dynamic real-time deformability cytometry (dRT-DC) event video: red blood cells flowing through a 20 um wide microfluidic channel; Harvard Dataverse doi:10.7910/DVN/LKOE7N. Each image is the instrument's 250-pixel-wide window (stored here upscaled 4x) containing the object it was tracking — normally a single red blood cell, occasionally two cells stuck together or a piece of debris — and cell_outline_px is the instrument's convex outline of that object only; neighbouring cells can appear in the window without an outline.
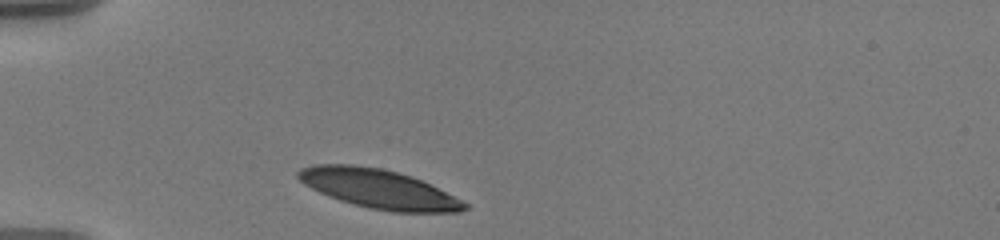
{"species": "human", "species_latin": "Homo sapiens", "temperature_condition": "warm", "stored_images_in_passage": 31, "camera_frame_rate_fps": 3000, "um_per_image_px": 0.085, "donor": {"sex": "male"}, "frame": {"image": 1, "passage_image": 1, "time_ms": 0.0, "image_size_px": [1000, 240], "cell_outline_px": [[468, 208], [460, 212], [392, 212], [372, 208], [340, 200], [328, 196], [304, 184], [296, 176], [296, 172], [300, 168], [316, 164], [352, 164], [380, 168], [412, 176], [468, 204]], "centroid_in_image_um": [32.14, 16.04], "position_along_channel_um": 52.9, "area_um2": 37.34}}
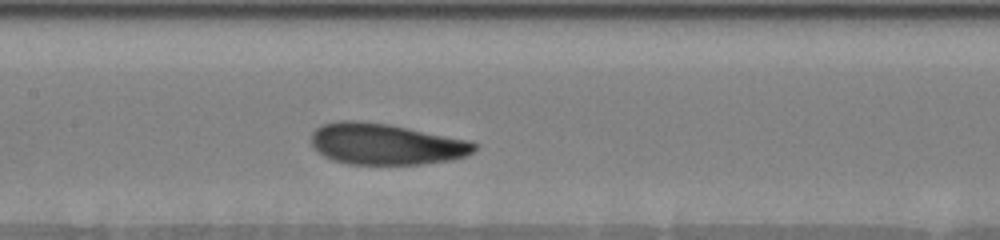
{"frame": {"image": 2, "passage_image": 13, "time_ms": 4.0, "image_size_px": [1000, 240], "cell_outline_px": [[476, 148], [472, 152], [464, 156], [452, 160], [420, 164], [348, 164], [332, 160], [324, 156], [312, 148], [312, 132], [320, 124], [340, 120], [360, 120], [388, 124], [472, 140], [476, 144]], "centroid_in_image_um": [32.77, 12.23], "position_along_channel_um": 174.6, "area_um2": 39.48}}
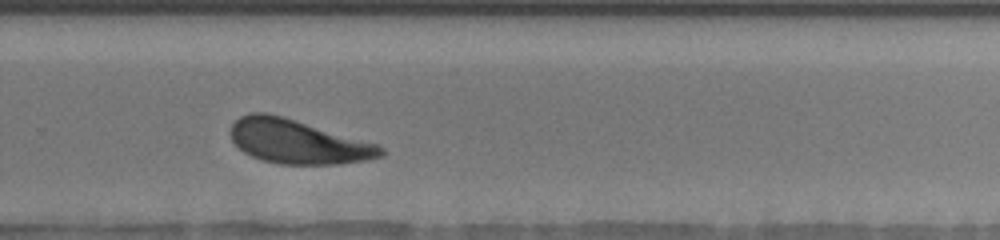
{"frame": {"image": 3, "passage_image": 22, "time_ms": 7.667, "image_size_px": [1000, 240], "cell_outline_px": [[384, 156], [368, 160], [340, 164], [280, 164], [264, 160], [252, 156], [244, 152], [232, 140], [228, 132], [232, 124], [240, 116], [252, 112], [268, 112], [284, 116], [376, 144], [384, 148]], "centroid_in_image_um": [25.29, 12.03], "position_along_channel_um": 304.5, "area_um2": 38.55}, "authors_computed_cell_mechanics": {"area_um2": 38.8416, "velocity_mm_per_s": 3.5559, "shape_relaxation_time_tau1_ms": 2.6755, "shape_relaxation_time_tau2_ms": 6.8906, "deformation_change_tau1": 0.1317, "deformation_change_tau2": 0.1695}}